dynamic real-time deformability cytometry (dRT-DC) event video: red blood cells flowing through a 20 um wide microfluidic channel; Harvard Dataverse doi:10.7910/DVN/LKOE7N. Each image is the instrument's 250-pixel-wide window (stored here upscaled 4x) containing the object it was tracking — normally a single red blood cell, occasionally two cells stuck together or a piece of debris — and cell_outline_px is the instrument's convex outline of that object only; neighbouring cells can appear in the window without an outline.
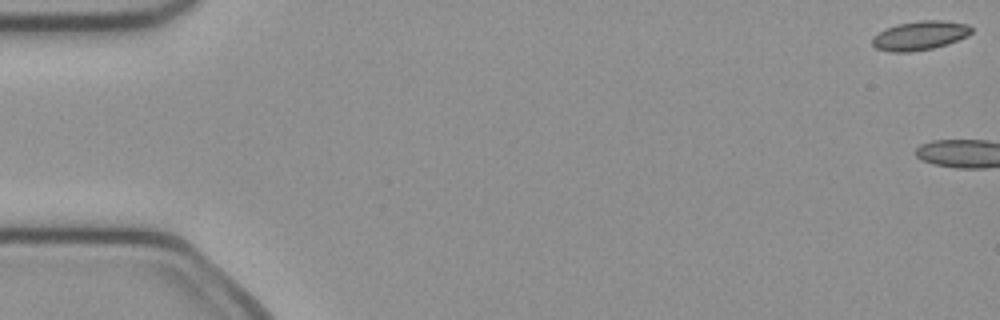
{"species": "common noctule bat (a hibernating species)", "species_latin": "Nyctalus noctula", "temperature_condition": "cold", "stored_images_in_passage": 3, "camera_frame_rate_fps": 3000, "um_per_image_px": 0.085, "animal": {"sex": "female", "body_mass_g": 21.9}, "frame": {"image": 1, "passage_image": 1, "time_ms": 0.0, "image_size_px": [1000, 320], "cell_outline_px": [[972, 32], [968, 36], [948, 44], [932, 48], [912, 52], [892, 52], [876, 48], [872, 44], [872, 36], [884, 28], [896, 24], [920, 20], [940, 20], [968, 24], [972, 28]], "centroid_in_image_um": [78.17, 3.01], "position_along_channel_um": 6.8, "area_um2": 16.99}}